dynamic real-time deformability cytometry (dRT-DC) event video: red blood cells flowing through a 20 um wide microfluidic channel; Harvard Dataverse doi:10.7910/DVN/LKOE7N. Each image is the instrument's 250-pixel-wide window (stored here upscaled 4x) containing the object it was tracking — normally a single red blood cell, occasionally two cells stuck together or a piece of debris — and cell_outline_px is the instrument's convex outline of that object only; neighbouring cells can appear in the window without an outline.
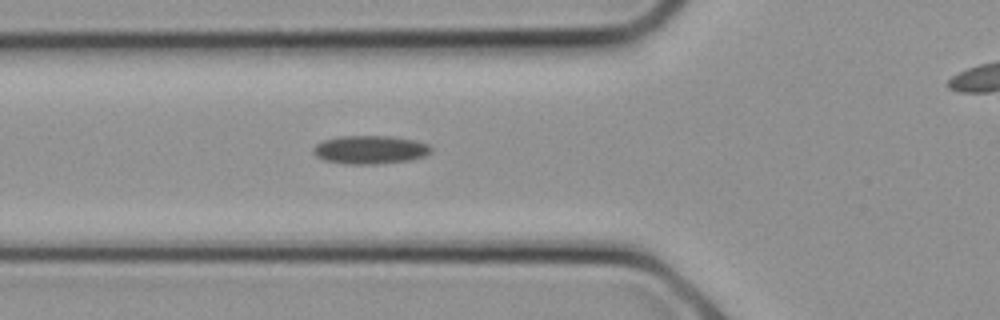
{"species": "common noctule bat (a hibernating species)", "species_latin": "Nyctalus noctula", "temperature_condition": "cold", "stored_images_in_passage": 9, "segment_of_instrument_passage": [1, 2], "camera_frame_rate_fps": 3000, "um_per_image_px": 0.085, "animal": {"sex": "female", "body_mass_g": 21.9}, "frame": {"image": 1, "passage_image": 8, "time_ms": 2.333, "image_size_px": [1000, 320], "cell_outline_px": [[432, 152], [424, 156], [408, 160], [376, 164], [344, 164], [324, 160], [316, 156], [312, 152], [312, 148], [316, 144], [324, 140], [340, 136], [392, 136], [416, 140], [428, 144], [432, 148]], "centroid_in_image_um": [31.45, 12.72], "position_along_channel_um": 94.4, "area_um2": 19.59}}